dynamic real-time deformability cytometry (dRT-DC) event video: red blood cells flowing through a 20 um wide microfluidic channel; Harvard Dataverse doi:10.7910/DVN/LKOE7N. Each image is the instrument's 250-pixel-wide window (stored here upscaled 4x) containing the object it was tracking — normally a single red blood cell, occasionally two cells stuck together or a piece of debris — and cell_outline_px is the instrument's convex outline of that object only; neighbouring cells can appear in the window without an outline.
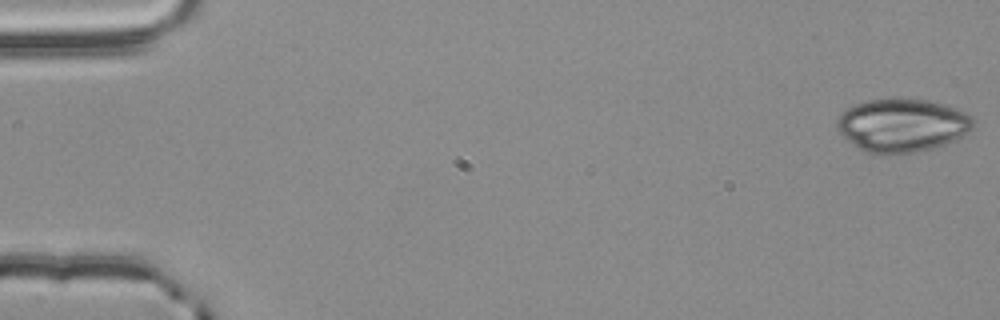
{"species": "common noctule bat (a hibernating species)", "species_latin": "Nyctalus noctula", "temperature_condition": "room temperature", "stored_images_in_passage": 54, "camera_frame_rate_fps": 3000, "um_per_image_px": 0.085, "animal": {"sex": "male", "body_mass_g": 20.4}, "frame": {"image": 1, "passage_image": 1, "time_ms": 0.0, "image_size_px": [1000, 320], "cell_outline_px": [[972, 128], [964, 136], [956, 140], [932, 148], [896, 156], [872, 156], [864, 152], [852, 144], [836, 128], [836, 120], [848, 108], [856, 104], [868, 100], [928, 100], [944, 104], [956, 108], [972, 116]], "centroid_in_image_um": [76.67, 10.71], "position_along_channel_um": 8.3, "area_um2": 42.48}}
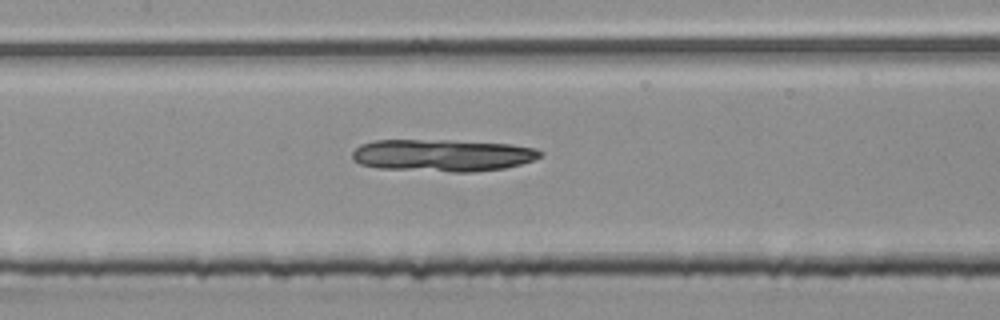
{"frame": {"image": 2, "passage_image": 26, "time_ms": 8.333, "image_size_px": [1000, 320], "cell_outline_px": [[544, 152], [536, 160], [504, 168], [472, 172], [452, 172], [380, 168], [360, 164], [352, 160], [352, 152], [360, 144], [376, 140], [448, 140], [512, 144], [536, 148]], "centroid_in_image_um": [37.63, 13.2], "position_along_channel_um": 169.8, "area_um2": 35.43}}
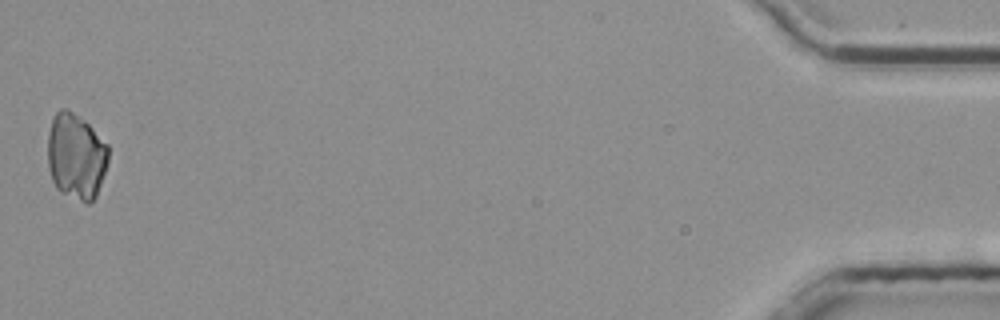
{"frame": {"image": 3, "passage_image": 54, "time_ms": 17.667, "image_size_px": [1000, 320], "cell_outline_px": [[108, 164], [96, 196], [88, 204], [84, 204], [60, 192], [56, 188], [52, 180], [48, 164], [48, 132], [52, 116], [60, 108], [68, 108], [80, 116], [108, 144]], "centroid_in_image_um": [6.46, 13.28], "position_along_channel_um": 428.7, "area_um2": 30.87}}